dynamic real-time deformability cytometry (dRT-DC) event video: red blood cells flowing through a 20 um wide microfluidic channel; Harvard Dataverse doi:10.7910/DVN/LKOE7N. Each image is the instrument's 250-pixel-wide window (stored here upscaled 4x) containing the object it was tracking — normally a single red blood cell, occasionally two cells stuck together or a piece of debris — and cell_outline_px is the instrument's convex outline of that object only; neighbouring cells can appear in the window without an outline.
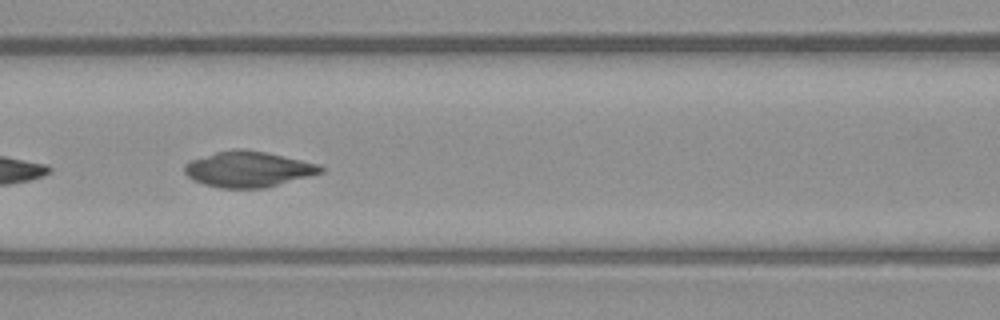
{"species": "common noctule bat (a hibernating species)", "species_latin": "Nyctalus noctula", "temperature_condition": "warm", "stored_images_in_passage": 49, "camera_frame_rate_fps": 3000, "um_per_image_px": 0.085, "animal": {"sex": "male", "body_mass_g": 23.1, "forearm_length_mm": 52.7}, "frame": {"image": 1, "passage_image": 21, "time_ms": 6.667, "image_size_px": [1000, 320], "cell_outline_px": [[324, 172], [264, 188], [220, 188], [204, 184], [192, 180], [184, 172], [184, 164], [192, 160], [216, 152], [236, 148], [240, 148], [264, 152], [320, 164], [324, 168]], "centroid_in_image_um": [21.09, 14.38], "position_along_channel_um": 145.5, "area_um2": 28.15}}
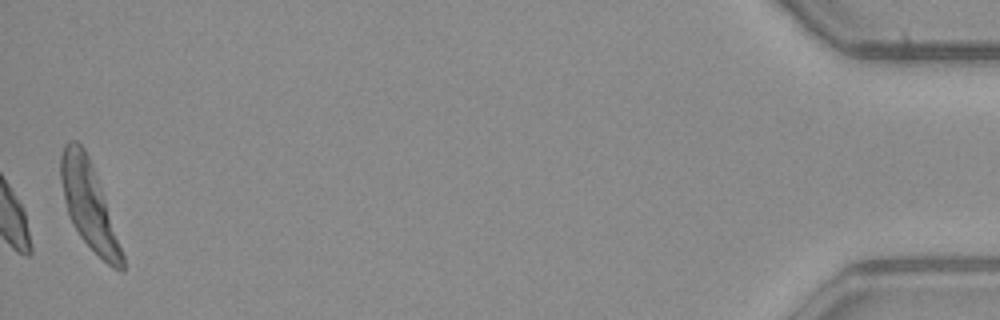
{"frame": {"image": 2, "passage_image": 49, "time_ms": 16.0, "image_size_px": [1000, 320], "cell_outline_px": [[124, 272], [120, 272], [112, 268], [80, 236], [72, 224], [64, 200], [60, 180], [60, 156], [64, 144], [68, 140], [76, 140], [84, 148], [92, 164], [124, 256]], "centroid_in_image_um": [7.52, 17.4], "position_along_channel_um": 427.7, "area_um2": 30.35}, "authors_computed_cell_mechanics": {"area_um2": 19.5942, "velocity_mm_per_s": 4.1104, "shape_relaxation_time_tau1_ms": 2.5513, "shape_relaxation_time_tau2_ms": 9.8003, "deformation_change_tau1": 0.1264, "deformation_change_tau2": 0.1376}}